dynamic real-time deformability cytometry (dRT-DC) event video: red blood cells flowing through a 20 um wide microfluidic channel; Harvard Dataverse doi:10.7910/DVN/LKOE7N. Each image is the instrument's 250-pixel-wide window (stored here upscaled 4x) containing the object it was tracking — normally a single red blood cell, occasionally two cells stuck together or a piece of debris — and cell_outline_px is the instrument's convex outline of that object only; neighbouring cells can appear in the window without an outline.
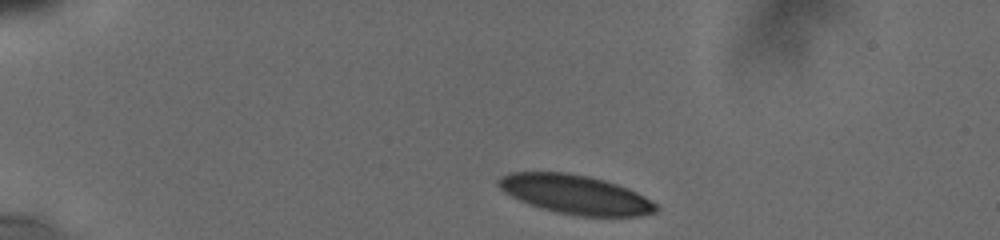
{"species": "human", "species_latin": "Homo sapiens", "temperature_condition": "cold", "stored_images_in_passage": 12, "camera_frame_rate_fps": 3000, "um_per_image_px": 0.085, "donor": {"sex": "male"}, "frame": {"image": 1, "passage_image": 1, "time_ms": 0.0, "image_size_px": [1000, 240], "cell_outline_px": [[660, 208], [656, 212], [640, 216], [580, 216], [556, 212], [540, 208], [520, 200], [504, 192], [496, 184], [496, 180], [500, 176], [512, 172], [564, 172], [588, 176], [604, 180], [628, 188], [644, 196], [656, 204]], "centroid_in_image_um": [48.9, 16.53], "position_along_channel_um": 36.1, "area_um2": 35.84}}
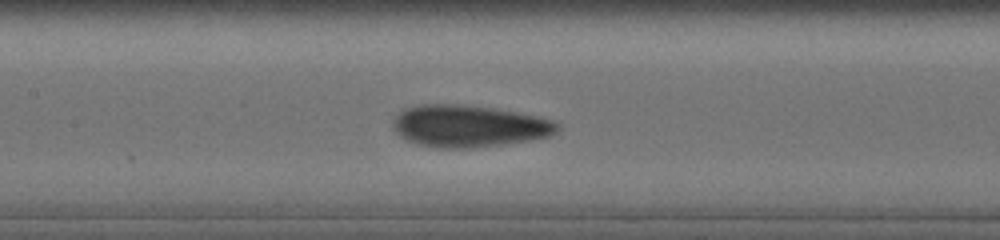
{"frame": {"image": 2, "passage_image": 8, "time_ms": 5.333, "image_size_px": [1000, 240], "cell_outline_px": [[560, 128], [556, 132], [548, 136], [528, 140], [504, 144], [464, 148], [440, 148], [420, 144], [404, 140], [392, 128], [392, 120], [404, 108], [420, 104], [460, 104], [496, 108], [536, 116], [552, 120], [560, 124]], "centroid_in_image_um": [39.81, 10.7], "position_along_channel_um": 167.6, "area_um2": 40.23}}
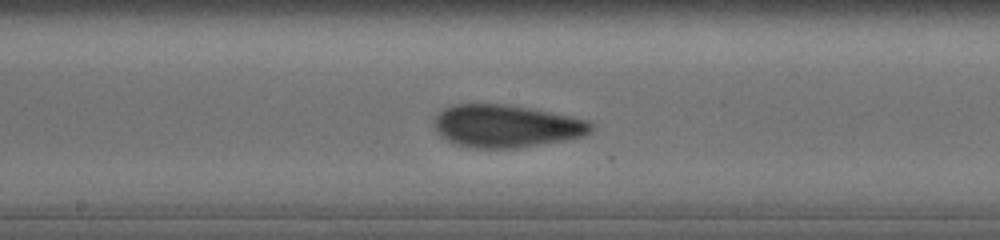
{"frame": {"image": 3, "passage_image": 10, "time_ms": 6.333, "image_size_px": [1000, 240], "cell_outline_px": [[596, 124], [592, 132], [584, 136], [564, 140], [516, 148], [472, 148], [456, 144], [440, 136], [436, 132], [436, 116], [444, 108], [452, 104], [508, 104], [588, 120]], "centroid_in_image_um": [43.05, 10.72], "position_along_channel_um": 205.1, "area_um2": 38.84}}